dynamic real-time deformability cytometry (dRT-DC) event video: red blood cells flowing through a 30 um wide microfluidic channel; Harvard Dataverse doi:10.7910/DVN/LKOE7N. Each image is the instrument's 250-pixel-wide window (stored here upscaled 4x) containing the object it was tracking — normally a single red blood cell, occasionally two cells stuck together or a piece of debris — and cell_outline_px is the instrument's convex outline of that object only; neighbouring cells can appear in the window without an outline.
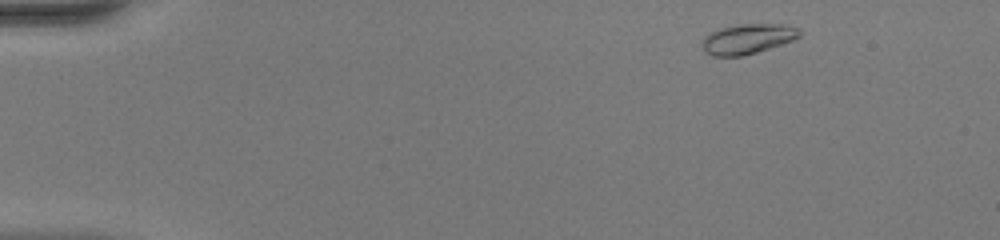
{"species": "common noctule bat (a hibernating species)", "species_latin": "Nyctalus noctula", "temperature_condition": "warm", "stored_images_in_passage": 46, "camera_frame_rate_fps": 3000, "um_per_image_px": 0.085, "animal": {"sex": "female", "body_mass_g": 20.0, "forearm_length_mm": 54.0}, "frame": {"image": 1, "passage_image": 2, "time_ms": 0.333, "image_size_px": [1000, 240], "cell_outline_px": [[800, 36], [796, 40], [756, 52], [740, 56], [712, 56], [704, 52], [700, 44], [704, 36], [720, 28], [740, 24], [784, 24], [796, 28], [800, 32]], "centroid_in_image_um": [63.52, 3.31], "position_along_channel_um": 21.5, "area_um2": 17.11}}
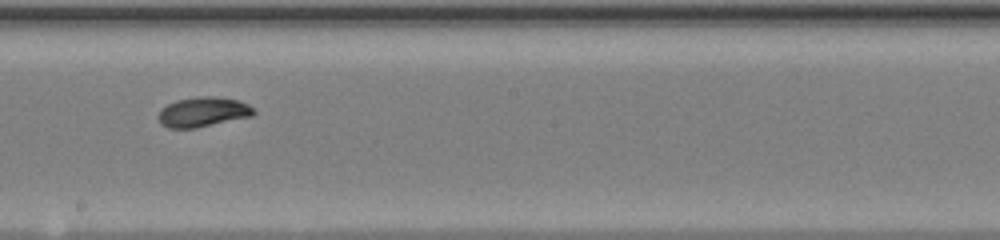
{"frame": {"image": 2, "passage_image": 25, "time_ms": 8.0, "image_size_px": [1000, 240], "cell_outline_px": [[256, 112], [252, 116], [196, 128], [168, 128], [160, 124], [160, 108], [176, 100], [200, 96], [212, 96], [240, 100], [248, 104]], "centroid_in_image_um": [17.26, 9.51], "position_along_channel_um": 230.9, "area_um2": 16.53}}
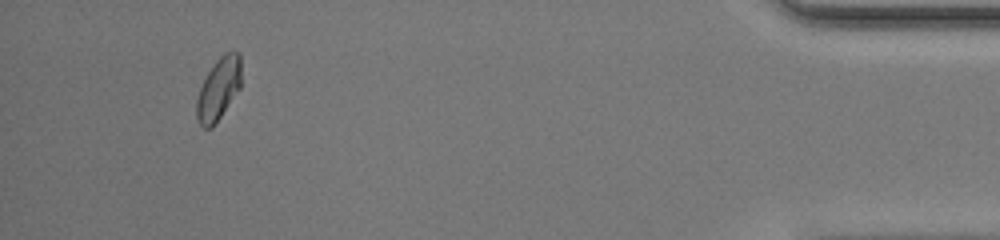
{"frame": {"image": 3, "passage_image": 43, "time_ms": 14.0, "image_size_px": [1000, 240], "cell_outline_px": [[240, 88], [212, 128], [204, 128], [196, 120], [196, 100], [200, 88], [208, 72], [216, 60], [224, 52], [240, 52]], "centroid_in_image_um": [18.56, 7.56], "position_along_channel_um": 416.6, "area_um2": 16.01}, "authors_computed_cell_mechanics": {"area_um2": 16.2996, "velocity_mm_per_s": 4.1408, "shape_relaxation_time_tau1_ms": 2.3333, "shape_relaxation_time_tau2_ms": 1.7196, "deformation_change_tau1": 0.1225, "deformation_change_tau2": 0.033}}